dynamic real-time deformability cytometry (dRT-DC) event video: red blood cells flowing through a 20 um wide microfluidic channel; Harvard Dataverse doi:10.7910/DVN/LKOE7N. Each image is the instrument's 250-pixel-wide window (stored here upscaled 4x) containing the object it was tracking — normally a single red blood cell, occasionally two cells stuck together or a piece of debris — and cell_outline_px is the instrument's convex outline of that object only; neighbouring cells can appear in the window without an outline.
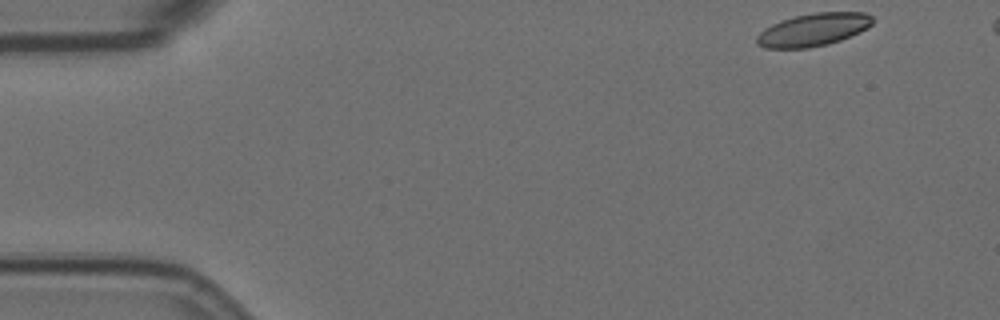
{"species": "Egyptian fruit bat (a non-hibernating species)", "species_latin": "Rousettus aegyptiacus", "temperature_condition": "room temperature", "stored_images_in_passage": 14, "camera_frame_rate_fps": 3000, "um_per_image_px": 0.085, "animal": {"sex": "female"}, "frame": {"image": 1, "passage_image": 1, "time_ms": 0.0, "image_size_px": [1000, 320], "cell_outline_px": [[872, 24], [860, 32], [840, 40], [828, 44], [808, 48], [764, 48], [756, 44], [756, 36], [764, 28], [780, 20], [796, 16], [816, 12], [864, 12], [872, 16]], "centroid_in_image_um": [69.1, 2.53], "position_along_channel_um": 15.9, "area_um2": 22.14}}